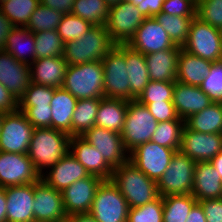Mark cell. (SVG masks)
I'll return each mask as SVG.
<instances>
[{
    "instance_id": "obj_9",
    "label": "cell",
    "mask_w": 222,
    "mask_h": 222,
    "mask_svg": "<svg viewBox=\"0 0 222 222\" xmlns=\"http://www.w3.org/2000/svg\"><path fill=\"white\" fill-rule=\"evenodd\" d=\"M196 162L176 151L169 167L157 182L158 193L164 197L176 194H191Z\"/></svg>"
},
{
    "instance_id": "obj_17",
    "label": "cell",
    "mask_w": 222,
    "mask_h": 222,
    "mask_svg": "<svg viewBox=\"0 0 222 222\" xmlns=\"http://www.w3.org/2000/svg\"><path fill=\"white\" fill-rule=\"evenodd\" d=\"M128 45L144 55L176 46L154 17L144 19Z\"/></svg>"
},
{
    "instance_id": "obj_25",
    "label": "cell",
    "mask_w": 222,
    "mask_h": 222,
    "mask_svg": "<svg viewBox=\"0 0 222 222\" xmlns=\"http://www.w3.org/2000/svg\"><path fill=\"white\" fill-rule=\"evenodd\" d=\"M197 202L222 198V179L210 162H197L191 193Z\"/></svg>"
},
{
    "instance_id": "obj_13",
    "label": "cell",
    "mask_w": 222,
    "mask_h": 222,
    "mask_svg": "<svg viewBox=\"0 0 222 222\" xmlns=\"http://www.w3.org/2000/svg\"><path fill=\"white\" fill-rule=\"evenodd\" d=\"M40 178L27 154L0 151V187L36 183Z\"/></svg>"
},
{
    "instance_id": "obj_60",
    "label": "cell",
    "mask_w": 222,
    "mask_h": 222,
    "mask_svg": "<svg viewBox=\"0 0 222 222\" xmlns=\"http://www.w3.org/2000/svg\"><path fill=\"white\" fill-rule=\"evenodd\" d=\"M109 7L118 4L121 0H104Z\"/></svg>"
},
{
    "instance_id": "obj_34",
    "label": "cell",
    "mask_w": 222,
    "mask_h": 222,
    "mask_svg": "<svg viewBox=\"0 0 222 222\" xmlns=\"http://www.w3.org/2000/svg\"><path fill=\"white\" fill-rule=\"evenodd\" d=\"M100 98L78 99L72 116V136H82L95 126Z\"/></svg>"
},
{
    "instance_id": "obj_6",
    "label": "cell",
    "mask_w": 222,
    "mask_h": 222,
    "mask_svg": "<svg viewBox=\"0 0 222 222\" xmlns=\"http://www.w3.org/2000/svg\"><path fill=\"white\" fill-rule=\"evenodd\" d=\"M104 97L130 101V80L125 62V44L114 45L102 60Z\"/></svg>"
},
{
    "instance_id": "obj_31",
    "label": "cell",
    "mask_w": 222,
    "mask_h": 222,
    "mask_svg": "<svg viewBox=\"0 0 222 222\" xmlns=\"http://www.w3.org/2000/svg\"><path fill=\"white\" fill-rule=\"evenodd\" d=\"M24 45L28 49H25ZM3 50L11 54L17 61L30 65L36 59L34 33L26 27L15 26L7 36Z\"/></svg>"
},
{
    "instance_id": "obj_62",
    "label": "cell",
    "mask_w": 222,
    "mask_h": 222,
    "mask_svg": "<svg viewBox=\"0 0 222 222\" xmlns=\"http://www.w3.org/2000/svg\"><path fill=\"white\" fill-rule=\"evenodd\" d=\"M9 0H0V5L3 4L4 2H7Z\"/></svg>"
},
{
    "instance_id": "obj_18",
    "label": "cell",
    "mask_w": 222,
    "mask_h": 222,
    "mask_svg": "<svg viewBox=\"0 0 222 222\" xmlns=\"http://www.w3.org/2000/svg\"><path fill=\"white\" fill-rule=\"evenodd\" d=\"M103 179L96 175L77 180L62 192L63 205L67 216L89 213L96 190Z\"/></svg>"
},
{
    "instance_id": "obj_15",
    "label": "cell",
    "mask_w": 222,
    "mask_h": 222,
    "mask_svg": "<svg viewBox=\"0 0 222 222\" xmlns=\"http://www.w3.org/2000/svg\"><path fill=\"white\" fill-rule=\"evenodd\" d=\"M82 137L102 154L112 169L118 168L129 160V154L118 132L93 126Z\"/></svg>"
},
{
    "instance_id": "obj_21",
    "label": "cell",
    "mask_w": 222,
    "mask_h": 222,
    "mask_svg": "<svg viewBox=\"0 0 222 222\" xmlns=\"http://www.w3.org/2000/svg\"><path fill=\"white\" fill-rule=\"evenodd\" d=\"M48 170L49 172L46 171V174L41 175V179L58 191H63L77 180L90 176L85 167L70 152Z\"/></svg>"
},
{
    "instance_id": "obj_53",
    "label": "cell",
    "mask_w": 222,
    "mask_h": 222,
    "mask_svg": "<svg viewBox=\"0 0 222 222\" xmlns=\"http://www.w3.org/2000/svg\"><path fill=\"white\" fill-rule=\"evenodd\" d=\"M165 0H143V15L147 17H154L159 14Z\"/></svg>"
},
{
    "instance_id": "obj_22",
    "label": "cell",
    "mask_w": 222,
    "mask_h": 222,
    "mask_svg": "<svg viewBox=\"0 0 222 222\" xmlns=\"http://www.w3.org/2000/svg\"><path fill=\"white\" fill-rule=\"evenodd\" d=\"M69 152L85 167L90 175H96L103 180H111L113 169L104 160L102 154L82 136L70 138Z\"/></svg>"
},
{
    "instance_id": "obj_3",
    "label": "cell",
    "mask_w": 222,
    "mask_h": 222,
    "mask_svg": "<svg viewBox=\"0 0 222 222\" xmlns=\"http://www.w3.org/2000/svg\"><path fill=\"white\" fill-rule=\"evenodd\" d=\"M113 46L106 25H93L79 39L64 43L63 57L68 65L102 61Z\"/></svg>"
},
{
    "instance_id": "obj_28",
    "label": "cell",
    "mask_w": 222,
    "mask_h": 222,
    "mask_svg": "<svg viewBox=\"0 0 222 222\" xmlns=\"http://www.w3.org/2000/svg\"><path fill=\"white\" fill-rule=\"evenodd\" d=\"M211 65V61L190 54L181 48L178 55L176 81L200 86L209 73Z\"/></svg>"
},
{
    "instance_id": "obj_48",
    "label": "cell",
    "mask_w": 222,
    "mask_h": 222,
    "mask_svg": "<svg viewBox=\"0 0 222 222\" xmlns=\"http://www.w3.org/2000/svg\"><path fill=\"white\" fill-rule=\"evenodd\" d=\"M197 3L194 0H165L161 12L180 17H195Z\"/></svg>"
},
{
    "instance_id": "obj_50",
    "label": "cell",
    "mask_w": 222,
    "mask_h": 222,
    "mask_svg": "<svg viewBox=\"0 0 222 222\" xmlns=\"http://www.w3.org/2000/svg\"><path fill=\"white\" fill-rule=\"evenodd\" d=\"M198 203L203 208L206 222H222V198L201 200Z\"/></svg>"
},
{
    "instance_id": "obj_11",
    "label": "cell",
    "mask_w": 222,
    "mask_h": 222,
    "mask_svg": "<svg viewBox=\"0 0 222 222\" xmlns=\"http://www.w3.org/2000/svg\"><path fill=\"white\" fill-rule=\"evenodd\" d=\"M146 17L132 3L110 6L106 29L114 45L128 44Z\"/></svg>"
},
{
    "instance_id": "obj_30",
    "label": "cell",
    "mask_w": 222,
    "mask_h": 222,
    "mask_svg": "<svg viewBox=\"0 0 222 222\" xmlns=\"http://www.w3.org/2000/svg\"><path fill=\"white\" fill-rule=\"evenodd\" d=\"M127 108V100L106 97L100 98L95 126L121 133Z\"/></svg>"
},
{
    "instance_id": "obj_35",
    "label": "cell",
    "mask_w": 222,
    "mask_h": 222,
    "mask_svg": "<svg viewBox=\"0 0 222 222\" xmlns=\"http://www.w3.org/2000/svg\"><path fill=\"white\" fill-rule=\"evenodd\" d=\"M184 127L185 120L180 117L177 120L159 122L151 141L160 146L179 151Z\"/></svg>"
},
{
    "instance_id": "obj_23",
    "label": "cell",
    "mask_w": 222,
    "mask_h": 222,
    "mask_svg": "<svg viewBox=\"0 0 222 222\" xmlns=\"http://www.w3.org/2000/svg\"><path fill=\"white\" fill-rule=\"evenodd\" d=\"M214 103L199 87L175 81L173 104L178 116L185 120Z\"/></svg>"
},
{
    "instance_id": "obj_52",
    "label": "cell",
    "mask_w": 222,
    "mask_h": 222,
    "mask_svg": "<svg viewBox=\"0 0 222 222\" xmlns=\"http://www.w3.org/2000/svg\"><path fill=\"white\" fill-rule=\"evenodd\" d=\"M40 4L60 12L71 14L75 0H39Z\"/></svg>"
},
{
    "instance_id": "obj_37",
    "label": "cell",
    "mask_w": 222,
    "mask_h": 222,
    "mask_svg": "<svg viewBox=\"0 0 222 222\" xmlns=\"http://www.w3.org/2000/svg\"><path fill=\"white\" fill-rule=\"evenodd\" d=\"M154 18L167 32L175 45L182 47L185 44L194 17H180L160 12Z\"/></svg>"
},
{
    "instance_id": "obj_1",
    "label": "cell",
    "mask_w": 222,
    "mask_h": 222,
    "mask_svg": "<svg viewBox=\"0 0 222 222\" xmlns=\"http://www.w3.org/2000/svg\"><path fill=\"white\" fill-rule=\"evenodd\" d=\"M71 136L51 127L35 128L27 155L35 170L44 174L43 169L55 165L69 152Z\"/></svg>"
},
{
    "instance_id": "obj_47",
    "label": "cell",
    "mask_w": 222,
    "mask_h": 222,
    "mask_svg": "<svg viewBox=\"0 0 222 222\" xmlns=\"http://www.w3.org/2000/svg\"><path fill=\"white\" fill-rule=\"evenodd\" d=\"M34 128L51 127L52 110L50 105L18 106Z\"/></svg>"
},
{
    "instance_id": "obj_55",
    "label": "cell",
    "mask_w": 222,
    "mask_h": 222,
    "mask_svg": "<svg viewBox=\"0 0 222 222\" xmlns=\"http://www.w3.org/2000/svg\"><path fill=\"white\" fill-rule=\"evenodd\" d=\"M186 222H206V217L203 208L198 202L190 210Z\"/></svg>"
},
{
    "instance_id": "obj_32",
    "label": "cell",
    "mask_w": 222,
    "mask_h": 222,
    "mask_svg": "<svg viewBox=\"0 0 222 222\" xmlns=\"http://www.w3.org/2000/svg\"><path fill=\"white\" fill-rule=\"evenodd\" d=\"M185 126L202 133L222 134V102H214L185 119Z\"/></svg>"
},
{
    "instance_id": "obj_8",
    "label": "cell",
    "mask_w": 222,
    "mask_h": 222,
    "mask_svg": "<svg viewBox=\"0 0 222 222\" xmlns=\"http://www.w3.org/2000/svg\"><path fill=\"white\" fill-rule=\"evenodd\" d=\"M129 206L118 187L111 180L98 186L89 211L98 222H127Z\"/></svg>"
},
{
    "instance_id": "obj_58",
    "label": "cell",
    "mask_w": 222,
    "mask_h": 222,
    "mask_svg": "<svg viewBox=\"0 0 222 222\" xmlns=\"http://www.w3.org/2000/svg\"><path fill=\"white\" fill-rule=\"evenodd\" d=\"M210 163L214 166V168L219 173L221 179H222V151L218 153L211 161Z\"/></svg>"
},
{
    "instance_id": "obj_19",
    "label": "cell",
    "mask_w": 222,
    "mask_h": 222,
    "mask_svg": "<svg viewBox=\"0 0 222 222\" xmlns=\"http://www.w3.org/2000/svg\"><path fill=\"white\" fill-rule=\"evenodd\" d=\"M0 83L18 101L31 83L30 66L17 61L5 50L0 51Z\"/></svg>"
},
{
    "instance_id": "obj_59",
    "label": "cell",
    "mask_w": 222,
    "mask_h": 222,
    "mask_svg": "<svg viewBox=\"0 0 222 222\" xmlns=\"http://www.w3.org/2000/svg\"><path fill=\"white\" fill-rule=\"evenodd\" d=\"M123 2H129L132 3L134 6H136L141 13L143 14V0H121Z\"/></svg>"
},
{
    "instance_id": "obj_43",
    "label": "cell",
    "mask_w": 222,
    "mask_h": 222,
    "mask_svg": "<svg viewBox=\"0 0 222 222\" xmlns=\"http://www.w3.org/2000/svg\"><path fill=\"white\" fill-rule=\"evenodd\" d=\"M127 222H163L162 196L145 205L129 208Z\"/></svg>"
},
{
    "instance_id": "obj_5",
    "label": "cell",
    "mask_w": 222,
    "mask_h": 222,
    "mask_svg": "<svg viewBox=\"0 0 222 222\" xmlns=\"http://www.w3.org/2000/svg\"><path fill=\"white\" fill-rule=\"evenodd\" d=\"M158 122L147 107L138 100L128 101L121 137L128 153L141 144L151 141Z\"/></svg>"
},
{
    "instance_id": "obj_26",
    "label": "cell",
    "mask_w": 222,
    "mask_h": 222,
    "mask_svg": "<svg viewBox=\"0 0 222 222\" xmlns=\"http://www.w3.org/2000/svg\"><path fill=\"white\" fill-rule=\"evenodd\" d=\"M181 48L176 45L171 49L144 55L151 81H176L178 55Z\"/></svg>"
},
{
    "instance_id": "obj_61",
    "label": "cell",
    "mask_w": 222,
    "mask_h": 222,
    "mask_svg": "<svg viewBox=\"0 0 222 222\" xmlns=\"http://www.w3.org/2000/svg\"><path fill=\"white\" fill-rule=\"evenodd\" d=\"M3 117H4V112L0 111V130H1V125H2V121H3Z\"/></svg>"
},
{
    "instance_id": "obj_57",
    "label": "cell",
    "mask_w": 222,
    "mask_h": 222,
    "mask_svg": "<svg viewBox=\"0 0 222 222\" xmlns=\"http://www.w3.org/2000/svg\"><path fill=\"white\" fill-rule=\"evenodd\" d=\"M7 201L5 188L0 187V222H6Z\"/></svg>"
},
{
    "instance_id": "obj_2",
    "label": "cell",
    "mask_w": 222,
    "mask_h": 222,
    "mask_svg": "<svg viewBox=\"0 0 222 222\" xmlns=\"http://www.w3.org/2000/svg\"><path fill=\"white\" fill-rule=\"evenodd\" d=\"M111 181L127 200L129 208L145 205L160 196L157 183L148 178L129 160L113 169Z\"/></svg>"
},
{
    "instance_id": "obj_38",
    "label": "cell",
    "mask_w": 222,
    "mask_h": 222,
    "mask_svg": "<svg viewBox=\"0 0 222 222\" xmlns=\"http://www.w3.org/2000/svg\"><path fill=\"white\" fill-rule=\"evenodd\" d=\"M39 4V0H9L0 10L14 26L25 27Z\"/></svg>"
},
{
    "instance_id": "obj_56",
    "label": "cell",
    "mask_w": 222,
    "mask_h": 222,
    "mask_svg": "<svg viewBox=\"0 0 222 222\" xmlns=\"http://www.w3.org/2000/svg\"><path fill=\"white\" fill-rule=\"evenodd\" d=\"M68 222H98L93 216L89 213L83 214H73L67 217Z\"/></svg>"
},
{
    "instance_id": "obj_41",
    "label": "cell",
    "mask_w": 222,
    "mask_h": 222,
    "mask_svg": "<svg viewBox=\"0 0 222 222\" xmlns=\"http://www.w3.org/2000/svg\"><path fill=\"white\" fill-rule=\"evenodd\" d=\"M92 24L73 14H65L57 27V33L64 43L77 40L92 28Z\"/></svg>"
},
{
    "instance_id": "obj_12",
    "label": "cell",
    "mask_w": 222,
    "mask_h": 222,
    "mask_svg": "<svg viewBox=\"0 0 222 222\" xmlns=\"http://www.w3.org/2000/svg\"><path fill=\"white\" fill-rule=\"evenodd\" d=\"M176 150L148 141L129 153V161L156 183L170 165Z\"/></svg>"
},
{
    "instance_id": "obj_36",
    "label": "cell",
    "mask_w": 222,
    "mask_h": 222,
    "mask_svg": "<svg viewBox=\"0 0 222 222\" xmlns=\"http://www.w3.org/2000/svg\"><path fill=\"white\" fill-rule=\"evenodd\" d=\"M109 5L104 0H75L71 14L92 25H106Z\"/></svg>"
},
{
    "instance_id": "obj_14",
    "label": "cell",
    "mask_w": 222,
    "mask_h": 222,
    "mask_svg": "<svg viewBox=\"0 0 222 222\" xmlns=\"http://www.w3.org/2000/svg\"><path fill=\"white\" fill-rule=\"evenodd\" d=\"M33 204L35 222H63L67 220L62 192L52 188L41 178L34 183Z\"/></svg>"
},
{
    "instance_id": "obj_51",
    "label": "cell",
    "mask_w": 222,
    "mask_h": 222,
    "mask_svg": "<svg viewBox=\"0 0 222 222\" xmlns=\"http://www.w3.org/2000/svg\"><path fill=\"white\" fill-rule=\"evenodd\" d=\"M18 109V101L7 90V88L0 83V111L12 112Z\"/></svg>"
},
{
    "instance_id": "obj_27",
    "label": "cell",
    "mask_w": 222,
    "mask_h": 222,
    "mask_svg": "<svg viewBox=\"0 0 222 222\" xmlns=\"http://www.w3.org/2000/svg\"><path fill=\"white\" fill-rule=\"evenodd\" d=\"M77 99L67 90L54 88L50 106L52 110L51 128L63 131L72 137V116Z\"/></svg>"
},
{
    "instance_id": "obj_45",
    "label": "cell",
    "mask_w": 222,
    "mask_h": 222,
    "mask_svg": "<svg viewBox=\"0 0 222 222\" xmlns=\"http://www.w3.org/2000/svg\"><path fill=\"white\" fill-rule=\"evenodd\" d=\"M53 94L54 88L31 82L24 95L18 100V106L50 105Z\"/></svg>"
},
{
    "instance_id": "obj_46",
    "label": "cell",
    "mask_w": 222,
    "mask_h": 222,
    "mask_svg": "<svg viewBox=\"0 0 222 222\" xmlns=\"http://www.w3.org/2000/svg\"><path fill=\"white\" fill-rule=\"evenodd\" d=\"M196 16L218 29L222 28V0H198Z\"/></svg>"
},
{
    "instance_id": "obj_10",
    "label": "cell",
    "mask_w": 222,
    "mask_h": 222,
    "mask_svg": "<svg viewBox=\"0 0 222 222\" xmlns=\"http://www.w3.org/2000/svg\"><path fill=\"white\" fill-rule=\"evenodd\" d=\"M34 129L19 109L4 113L0 130V151L27 154Z\"/></svg>"
},
{
    "instance_id": "obj_29",
    "label": "cell",
    "mask_w": 222,
    "mask_h": 222,
    "mask_svg": "<svg viewBox=\"0 0 222 222\" xmlns=\"http://www.w3.org/2000/svg\"><path fill=\"white\" fill-rule=\"evenodd\" d=\"M125 62L130 80V101L137 99L149 83L144 54L125 44Z\"/></svg>"
},
{
    "instance_id": "obj_39",
    "label": "cell",
    "mask_w": 222,
    "mask_h": 222,
    "mask_svg": "<svg viewBox=\"0 0 222 222\" xmlns=\"http://www.w3.org/2000/svg\"><path fill=\"white\" fill-rule=\"evenodd\" d=\"M36 59L63 56L64 42L57 30L34 33Z\"/></svg>"
},
{
    "instance_id": "obj_7",
    "label": "cell",
    "mask_w": 222,
    "mask_h": 222,
    "mask_svg": "<svg viewBox=\"0 0 222 222\" xmlns=\"http://www.w3.org/2000/svg\"><path fill=\"white\" fill-rule=\"evenodd\" d=\"M182 49L212 63L222 61L220 29L195 16L190 25L188 39Z\"/></svg>"
},
{
    "instance_id": "obj_4",
    "label": "cell",
    "mask_w": 222,
    "mask_h": 222,
    "mask_svg": "<svg viewBox=\"0 0 222 222\" xmlns=\"http://www.w3.org/2000/svg\"><path fill=\"white\" fill-rule=\"evenodd\" d=\"M102 61L68 65L62 88L78 99L104 98Z\"/></svg>"
},
{
    "instance_id": "obj_16",
    "label": "cell",
    "mask_w": 222,
    "mask_h": 222,
    "mask_svg": "<svg viewBox=\"0 0 222 222\" xmlns=\"http://www.w3.org/2000/svg\"><path fill=\"white\" fill-rule=\"evenodd\" d=\"M179 151L196 163L210 162L222 151V134H205L192 131L185 126Z\"/></svg>"
},
{
    "instance_id": "obj_40",
    "label": "cell",
    "mask_w": 222,
    "mask_h": 222,
    "mask_svg": "<svg viewBox=\"0 0 222 222\" xmlns=\"http://www.w3.org/2000/svg\"><path fill=\"white\" fill-rule=\"evenodd\" d=\"M62 16L60 12L39 4L25 27L33 33L56 30Z\"/></svg>"
},
{
    "instance_id": "obj_49",
    "label": "cell",
    "mask_w": 222,
    "mask_h": 222,
    "mask_svg": "<svg viewBox=\"0 0 222 222\" xmlns=\"http://www.w3.org/2000/svg\"><path fill=\"white\" fill-rule=\"evenodd\" d=\"M143 105L147 107L158 123L179 118L173 102H152Z\"/></svg>"
},
{
    "instance_id": "obj_44",
    "label": "cell",
    "mask_w": 222,
    "mask_h": 222,
    "mask_svg": "<svg viewBox=\"0 0 222 222\" xmlns=\"http://www.w3.org/2000/svg\"><path fill=\"white\" fill-rule=\"evenodd\" d=\"M199 87L213 102H222V61L212 63Z\"/></svg>"
},
{
    "instance_id": "obj_42",
    "label": "cell",
    "mask_w": 222,
    "mask_h": 222,
    "mask_svg": "<svg viewBox=\"0 0 222 222\" xmlns=\"http://www.w3.org/2000/svg\"><path fill=\"white\" fill-rule=\"evenodd\" d=\"M175 82L149 81L144 91L136 99L141 104L152 102H173Z\"/></svg>"
},
{
    "instance_id": "obj_24",
    "label": "cell",
    "mask_w": 222,
    "mask_h": 222,
    "mask_svg": "<svg viewBox=\"0 0 222 222\" xmlns=\"http://www.w3.org/2000/svg\"><path fill=\"white\" fill-rule=\"evenodd\" d=\"M29 66L32 83L52 88L62 87L68 66L63 56L35 59Z\"/></svg>"
},
{
    "instance_id": "obj_33",
    "label": "cell",
    "mask_w": 222,
    "mask_h": 222,
    "mask_svg": "<svg viewBox=\"0 0 222 222\" xmlns=\"http://www.w3.org/2000/svg\"><path fill=\"white\" fill-rule=\"evenodd\" d=\"M163 222H186L190 210L197 203L192 194H176L162 197Z\"/></svg>"
},
{
    "instance_id": "obj_54",
    "label": "cell",
    "mask_w": 222,
    "mask_h": 222,
    "mask_svg": "<svg viewBox=\"0 0 222 222\" xmlns=\"http://www.w3.org/2000/svg\"><path fill=\"white\" fill-rule=\"evenodd\" d=\"M14 27L0 10V51L3 50L7 36Z\"/></svg>"
},
{
    "instance_id": "obj_20",
    "label": "cell",
    "mask_w": 222,
    "mask_h": 222,
    "mask_svg": "<svg viewBox=\"0 0 222 222\" xmlns=\"http://www.w3.org/2000/svg\"><path fill=\"white\" fill-rule=\"evenodd\" d=\"M6 222H35L33 214L34 183L5 188Z\"/></svg>"
}]
</instances>
